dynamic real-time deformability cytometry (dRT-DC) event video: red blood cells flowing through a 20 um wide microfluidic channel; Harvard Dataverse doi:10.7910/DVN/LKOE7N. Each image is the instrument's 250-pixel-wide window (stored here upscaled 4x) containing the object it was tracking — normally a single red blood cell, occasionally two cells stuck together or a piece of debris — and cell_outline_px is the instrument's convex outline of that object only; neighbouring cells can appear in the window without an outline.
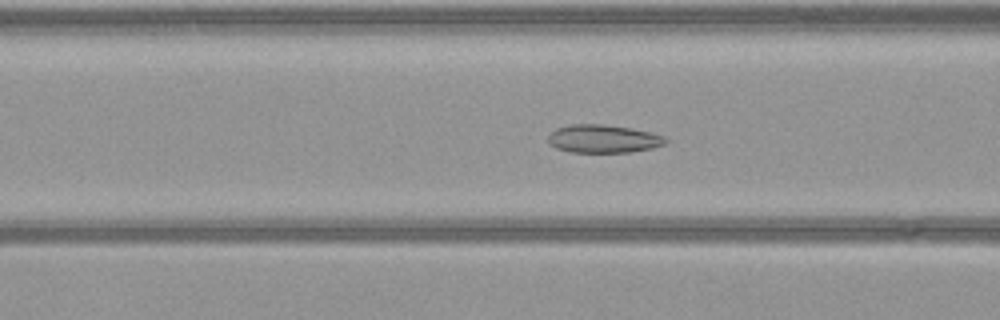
{"species": "common noctule bat (a hibernating species)", "species_latin": "Nyctalus noctula", "temperature_condition": "warm", "stored_images_in_passage": 53, "camera_frame_rate_fps": 3000, "um_per_image_px": 0.085, "animal": {"sex": "female", "body_mass_g": 21.9}, "frame": {"image": 1, "passage_image": 20, "time_ms": 6.333, "image_size_px": [1000, 320], "cell_outline_px": [[668, 140], [664, 144], [652, 148], [632, 152], [572, 152], [556, 148], [548, 144], [548, 136], [556, 128], [572, 124], [604, 124], [632, 128], [652, 132], [664, 136]], "centroid_in_image_um": [51.28, 11.79], "position_along_channel_um": 115.3, "area_um2": 19.36}}
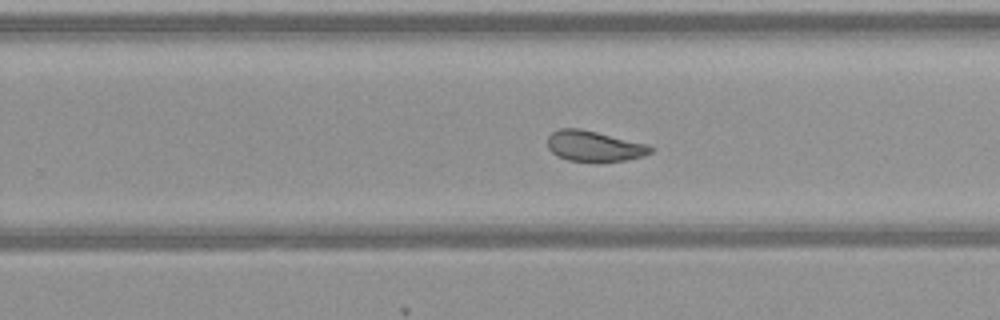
{"frame": {"image": 2, "passage_image": 33, "time_ms": 10.667, "image_size_px": [1000, 320], "cell_outline_px": [[652, 152], [644, 156], [628, 160], [568, 160], [556, 156], [548, 148], [548, 136], [552, 132], [560, 128], [580, 128], [648, 144], [652, 148]], "centroid_in_image_um": [50.49, 12.4], "position_along_channel_um": 279.3, "area_um2": 18.09}}
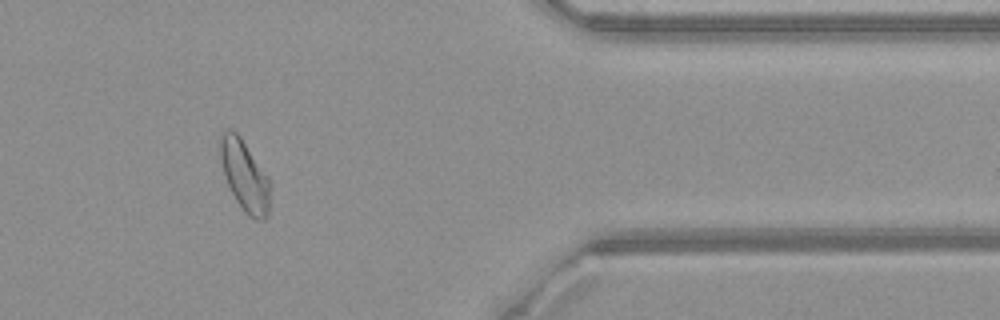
{"frame": {"image": 3, "passage_image": 44, "time_ms": 14.333, "image_size_px": [1000, 320], "cell_outline_px": [[272, 184], [268, 216], [264, 220], [256, 220], [248, 216], [244, 212], [236, 200], [224, 176], [220, 160], [220, 136], [228, 128], [232, 128], [240, 136], [268, 176]], "centroid_in_image_um": [20.83, 14.96], "position_along_channel_um": 390.6, "area_um2": 20.92}}